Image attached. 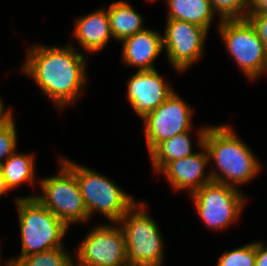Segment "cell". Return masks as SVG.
<instances>
[{
  "instance_id": "obj_18",
  "label": "cell",
  "mask_w": 267,
  "mask_h": 266,
  "mask_svg": "<svg viewBox=\"0 0 267 266\" xmlns=\"http://www.w3.org/2000/svg\"><path fill=\"white\" fill-rule=\"evenodd\" d=\"M189 131L161 142L149 155L154 170L159 172L168 162L194 154Z\"/></svg>"
},
{
  "instance_id": "obj_16",
  "label": "cell",
  "mask_w": 267,
  "mask_h": 266,
  "mask_svg": "<svg viewBox=\"0 0 267 266\" xmlns=\"http://www.w3.org/2000/svg\"><path fill=\"white\" fill-rule=\"evenodd\" d=\"M107 12L112 37L118 41L146 29L142 26V16L126 1L112 3Z\"/></svg>"
},
{
  "instance_id": "obj_12",
  "label": "cell",
  "mask_w": 267,
  "mask_h": 266,
  "mask_svg": "<svg viewBox=\"0 0 267 266\" xmlns=\"http://www.w3.org/2000/svg\"><path fill=\"white\" fill-rule=\"evenodd\" d=\"M173 92L156 69L138 71L128 82V100L142 119Z\"/></svg>"
},
{
  "instance_id": "obj_26",
  "label": "cell",
  "mask_w": 267,
  "mask_h": 266,
  "mask_svg": "<svg viewBox=\"0 0 267 266\" xmlns=\"http://www.w3.org/2000/svg\"><path fill=\"white\" fill-rule=\"evenodd\" d=\"M249 12H267V0H250Z\"/></svg>"
},
{
  "instance_id": "obj_17",
  "label": "cell",
  "mask_w": 267,
  "mask_h": 266,
  "mask_svg": "<svg viewBox=\"0 0 267 266\" xmlns=\"http://www.w3.org/2000/svg\"><path fill=\"white\" fill-rule=\"evenodd\" d=\"M167 19H176L199 25L209 30L214 10L210 0H167Z\"/></svg>"
},
{
  "instance_id": "obj_25",
  "label": "cell",
  "mask_w": 267,
  "mask_h": 266,
  "mask_svg": "<svg viewBox=\"0 0 267 266\" xmlns=\"http://www.w3.org/2000/svg\"><path fill=\"white\" fill-rule=\"evenodd\" d=\"M255 266H267V248L261 242H256Z\"/></svg>"
},
{
  "instance_id": "obj_4",
  "label": "cell",
  "mask_w": 267,
  "mask_h": 266,
  "mask_svg": "<svg viewBox=\"0 0 267 266\" xmlns=\"http://www.w3.org/2000/svg\"><path fill=\"white\" fill-rule=\"evenodd\" d=\"M61 160L75 173L89 218L97 211L113 223L118 221L136 204L130 196L110 179L93 170Z\"/></svg>"
},
{
  "instance_id": "obj_28",
  "label": "cell",
  "mask_w": 267,
  "mask_h": 266,
  "mask_svg": "<svg viewBox=\"0 0 267 266\" xmlns=\"http://www.w3.org/2000/svg\"><path fill=\"white\" fill-rule=\"evenodd\" d=\"M8 190H9V188L6 185L5 179L3 178V174H2V171L0 169V196H2Z\"/></svg>"
},
{
  "instance_id": "obj_13",
  "label": "cell",
  "mask_w": 267,
  "mask_h": 266,
  "mask_svg": "<svg viewBox=\"0 0 267 266\" xmlns=\"http://www.w3.org/2000/svg\"><path fill=\"white\" fill-rule=\"evenodd\" d=\"M207 127L199 132V145L204 149V153H194L182 159L168 162L160 171L166 175L172 187L176 190L188 188L191 194L212 181V176H204V168L210 160L208 152L204 147V137ZM204 178V179H203Z\"/></svg>"
},
{
  "instance_id": "obj_14",
  "label": "cell",
  "mask_w": 267,
  "mask_h": 266,
  "mask_svg": "<svg viewBox=\"0 0 267 266\" xmlns=\"http://www.w3.org/2000/svg\"><path fill=\"white\" fill-rule=\"evenodd\" d=\"M122 56L125 63L139 67V71L153 70V61L158 57L163 47L161 34L145 29L122 40Z\"/></svg>"
},
{
  "instance_id": "obj_15",
  "label": "cell",
  "mask_w": 267,
  "mask_h": 266,
  "mask_svg": "<svg viewBox=\"0 0 267 266\" xmlns=\"http://www.w3.org/2000/svg\"><path fill=\"white\" fill-rule=\"evenodd\" d=\"M74 29L80 45L92 53L102 49L112 36L108 12L104 9L79 18Z\"/></svg>"
},
{
  "instance_id": "obj_27",
  "label": "cell",
  "mask_w": 267,
  "mask_h": 266,
  "mask_svg": "<svg viewBox=\"0 0 267 266\" xmlns=\"http://www.w3.org/2000/svg\"><path fill=\"white\" fill-rule=\"evenodd\" d=\"M11 110L4 111L3 104L0 99V128L7 124L13 117Z\"/></svg>"
},
{
  "instance_id": "obj_23",
  "label": "cell",
  "mask_w": 267,
  "mask_h": 266,
  "mask_svg": "<svg viewBox=\"0 0 267 266\" xmlns=\"http://www.w3.org/2000/svg\"><path fill=\"white\" fill-rule=\"evenodd\" d=\"M17 135L13 118L0 128V167L3 164V157L6 159L15 152Z\"/></svg>"
},
{
  "instance_id": "obj_9",
  "label": "cell",
  "mask_w": 267,
  "mask_h": 266,
  "mask_svg": "<svg viewBox=\"0 0 267 266\" xmlns=\"http://www.w3.org/2000/svg\"><path fill=\"white\" fill-rule=\"evenodd\" d=\"M77 266H129L123 229L101 225L93 228L78 249Z\"/></svg>"
},
{
  "instance_id": "obj_3",
  "label": "cell",
  "mask_w": 267,
  "mask_h": 266,
  "mask_svg": "<svg viewBox=\"0 0 267 266\" xmlns=\"http://www.w3.org/2000/svg\"><path fill=\"white\" fill-rule=\"evenodd\" d=\"M17 207L22 238L20 257L63 247L68 227L35 197H20Z\"/></svg>"
},
{
  "instance_id": "obj_22",
  "label": "cell",
  "mask_w": 267,
  "mask_h": 266,
  "mask_svg": "<svg viewBox=\"0 0 267 266\" xmlns=\"http://www.w3.org/2000/svg\"><path fill=\"white\" fill-rule=\"evenodd\" d=\"M211 6L220 14V19L247 18L250 0H210ZM246 9V10H245Z\"/></svg>"
},
{
  "instance_id": "obj_21",
  "label": "cell",
  "mask_w": 267,
  "mask_h": 266,
  "mask_svg": "<svg viewBox=\"0 0 267 266\" xmlns=\"http://www.w3.org/2000/svg\"><path fill=\"white\" fill-rule=\"evenodd\" d=\"M256 242L225 252L217 266H255Z\"/></svg>"
},
{
  "instance_id": "obj_2",
  "label": "cell",
  "mask_w": 267,
  "mask_h": 266,
  "mask_svg": "<svg viewBox=\"0 0 267 266\" xmlns=\"http://www.w3.org/2000/svg\"><path fill=\"white\" fill-rule=\"evenodd\" d=\"M203 145L209 159H213L219 171L224 174L221 177L220 174L211 172L212 181L236 188L237 183L249 181L261 168L251 150L229 126L207 127Z\"/></svg>"
},
{
  "instance_id": "obj_7",
  "label": "cell",
  "mask_w": 267,
  "mask_h": 266,
  "mask_svg": "<svg viewBox=\"0 0 267 266\" xmlns=\"http://www.w3.org/2000/svg\"><path fill=\"white\" fill-rule=\"evenodd\" d=\"M219 31L229 53L248 78L267 70V54L254 26L247 19H223Z\"/></svg>"
},
{
  "instance_id": "obj_1",
  "label": "cell",
  "mask_w": 267,
  "mask_h": 266,
  "mask_svg": "<svg viewBox=\"0 0 267 266\" xmlns=\"http://www.w3.org/2000/svg\"><path fill=\"white\" fill-rule=\"evenodd\" d=\"M28 58L22 68L41 90L58 107L76 101L80 89L85 85V61L82 53L70 46L33 47L28 51Z\"/></svg>"
},
{
  "instance_id": "obj_5",
  "label": "cell",
  "mask_w": 267,
  "mask_h": 266,
  "mask_svg": "<svg viewBox=\"0 0 267 266\" xmlns=\"http://www.w3.org/2000/svg\"><path fill=\"white\" fill-rule=\"evenodd\" d=\"M135 204L118 222L123 223L127 262L132 266H160L163 262V241L155 221Z\"/></svg>"
},
{
  "instance_id": "obj_20",
  "label": "cell",
  "mask_w": 267,
  "mask_h": 266,
  "mask_svg": "<svg viewBox=\"0 0 267 266\" xmlns=\"http://www.w3.org/2000/svg\"><path fill=\"white\" fill-rule=\"evenodd\" d=\"M63 247L9 260L7 266H74Z\"/></svg>"
},
{
  "instance_id": "obj_24",
  "label": "cell",
  "mask_w": 267,
  "mask_h": 266,
  "mask_svg": "<svg viewBox=\"0 0 267 266\" xmlns=\"http://www.w3.org/2000/svg\"><path fill=\"white\" fill-rule=\"evenodd\" d=\"M247 19L254 26L267 54V12H249Z\"/></svg>"
},
{
  "instance_id": "obj_10",
  "label": "cell",
  "mask_w": 267,
  "mask_h": 266,
  "mask_svg": "<svg viewBox=\"0 0 267 266\" xmlns=\"http://www.w3.org/2000/svg\"><path fill=\"white\" fill-rule=\"evenodd\" d=\"M192 110L176 93H172L144 119L149 154L163 141L191 129Z\"/></svg>"
},
{
  "instance_id": "obj_19",
  "label": "cell",
  "mask_w": 267,
  "mask_h": 266,
  "mask_svg": "<svg viewBox=\"0 0 267 266\" xmlns=\"http://www.w3.org/2000/svg\"><path fill=\"white\" fill-rule=\"evenodd\" d=\"M34 164L31 154L12 153L0 167L7 187L11 189L27 181L33 182Z\"/></svg>"
},
{
  "instance_id": "obj_11",
  "label": "cell",
  "mask_w": 267,
  "mask_h": 266,
  "mask_svg": "<svg viewBox=\"0 0 267 266\" xmlns=\"http://www.w3.org/2000/svg\"><path fill=\"white\" fill-rule=\"evenodd\" d=\"M163 47L169 63L178 71L186 70L200 58L208 30L186 21L167 19Z\"/></svg>"
},
{
  "instance_id": "obj_8",
  "label": "cell",
  "mask_w": 267,
  "mask_h": 266,
  "mask_svg": "<svg viewBox=\"0 0 267 266\" xmlns=\"http://www.w3.org/2000/svg\"><path fill=\"white\" fill-rule=\"evenodd\" d=\"M237 188L211 181L192 193L200 218L214 229H224L237 220L241 213L244 196Z\"/></svg>"
},
{
  "instance_id": "obj_6",
  "label": "cell",
  "mask_w": 267,
  "mask_h": 266,
  "mask_svg": "<svg viewBox=\"0 0 267 266\" xmlns=\"http://www.w3.org/2000/svg\"><path fill=\"white\" fill-rule=\"evenodd\" d=\"M58 176L41 180L42 195L32 196L41 202L67 227L89 219L75 173L62 161Z\"/></svg>"
}]
</instances>
